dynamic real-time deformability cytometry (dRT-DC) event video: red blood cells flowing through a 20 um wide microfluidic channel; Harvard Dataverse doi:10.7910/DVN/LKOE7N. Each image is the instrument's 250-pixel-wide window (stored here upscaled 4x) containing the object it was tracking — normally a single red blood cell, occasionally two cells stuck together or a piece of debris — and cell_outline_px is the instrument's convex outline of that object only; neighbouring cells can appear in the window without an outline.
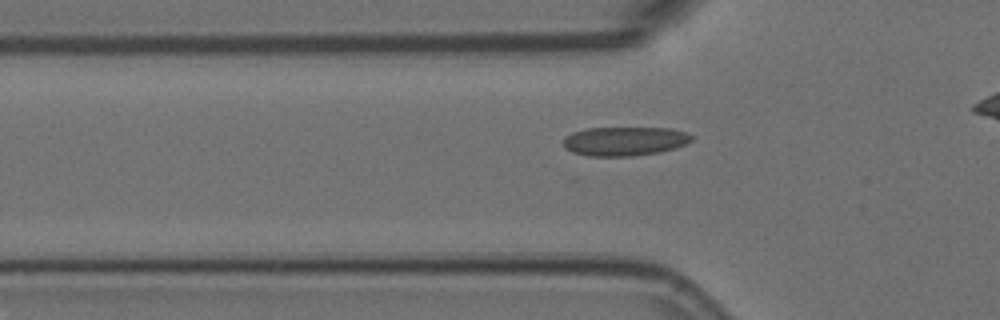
{"species": "Egyptian fruit bat (a non-hibernating species)", "species_latin": "Rousettus aegyptiacus", "temperature_condition": "room temperature", "stored_images_in_passage": 40, "camera_frame_rate_fps": 3000, "um_per_image_px": 0.085, "animal": {"sex": "female"}, "frame": {"image": 1, "passage_image": 12, "time_ms": 3.667, "image_size_px": [1000, 320], "cell_outline_px": [[692, 140], [676, 148], [660, 152], [632, 156], [588, 156], [572, 152], [564, 148], [564, 140], [572, 132], [584, 128], [668, 128], [684, 132], [692, 136]], "centroid_in_image_um": [53.07, 12.0], "position_along_channel_um": 72.7, "area_um2": 21.62}}
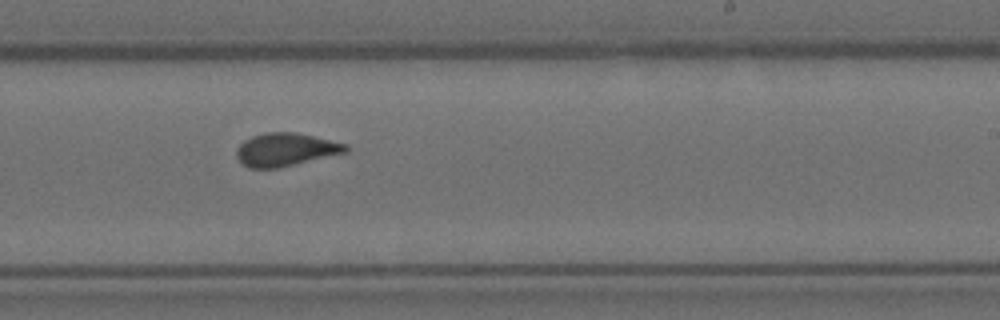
{"frame": {"image": 2, "passage_image": 28, "time_ms": 9.0, "image_size_px": [1000, 320], "cell_outline_px": [[348, 152], [280, 168], [248, 168], [236, 156], [236, 148], [244, 140], [252, 136], [268, 132], [292, 132], [312, 136], [348, 144]], "centroid_in_image_um": [24.28, 12.72], "position_along_channel_um": 264.7, "area_um2": 21.04}}
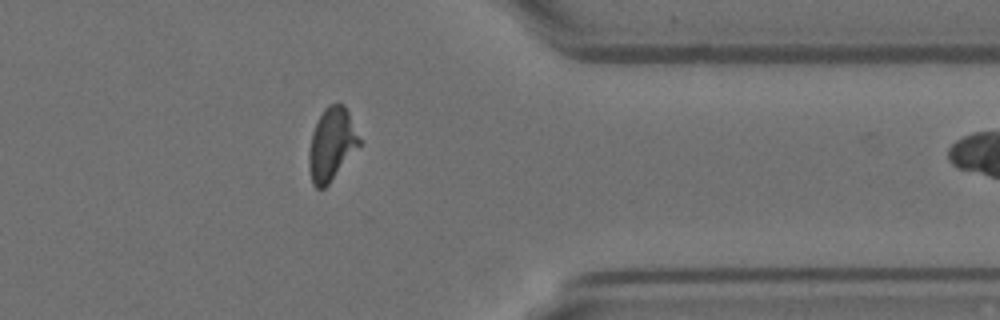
{"frame": {"image": 3, "passage_image": 39, "time_ms": 12.667, "image_size_px": [1000, 320], "cell_outline_px": [[360, 144], [328, 184], [324, 188], [316, 188], [312, 184], [308, 164], [308, 152], [312, 132], [324, 108], [328, 104], [336, 100], [344, 104], [348, 112], [360, 140]], "centroid_in_image_um": [28.15, 12.22], "position_along_channel_um": 383.2, "area_um2": 21.15}}